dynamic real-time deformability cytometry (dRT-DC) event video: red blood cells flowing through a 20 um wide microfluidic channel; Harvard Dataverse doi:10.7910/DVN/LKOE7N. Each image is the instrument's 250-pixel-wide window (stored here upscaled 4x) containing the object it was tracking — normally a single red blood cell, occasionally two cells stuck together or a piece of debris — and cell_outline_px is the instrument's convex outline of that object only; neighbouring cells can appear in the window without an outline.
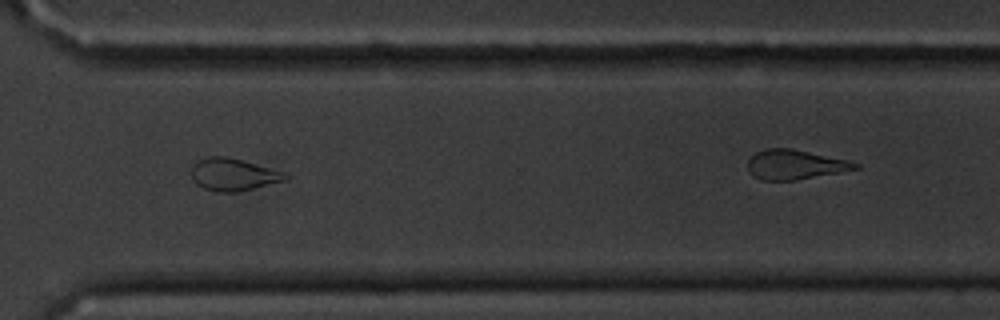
{"species": "common noctule bat (a hibernating species)", "species_latin": "Nyctalus noctula", "temperature_condition": "cold", "stored_images_in_passage": 16, "camera_frame_rate_fps": 3000, "um_per_image_px": 0.085, "animal": {"sex": "male", "body_mass_g": 20.1, "forearm_length_mm": 53.5}, "frame": {"image": 1, "passage_image": 12, "time_ms": 13.667, "image_size_px": [1000, 320], "cell_outline_px": [[288, 180], [236, 192], [216, 192], [204, 188], [196, 184], [192, 176], [192, 164], [208, 156], [224, 156], [288, 172]], "centroid_in_image_um": [19.86, 14.84], "position_along_channel_um": 350.7, "area_um2": 17.69}}
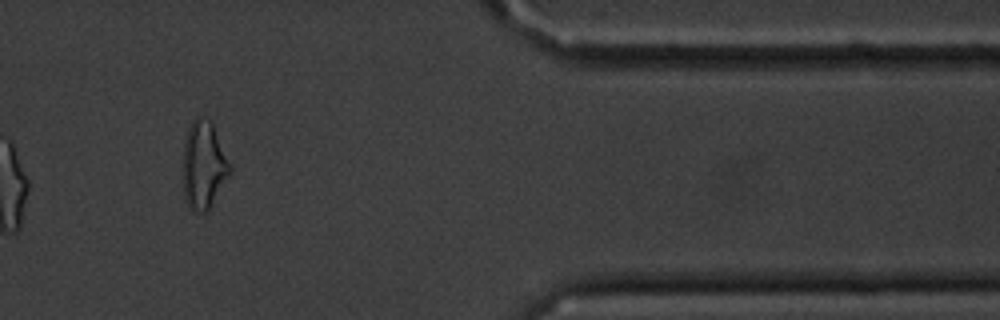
{"frame": {"image": 2, "passage_image": 14, "time_ms": 17.0, "image_size_px": [1000, 320], "cell_outline_px": [[232, 172], [208, 212], [192, 212], [188, 208], [184, 200], [184, 144], [188, 128], [192, 120], [196, 116], [200, 116], [208, 120], [212, 124], [232, 164]], "centroid_in_image_um": [17.34, 14.09], "position_along_channel_um": 394.1, "area_um2": 24.33}, "authors_computed_cell_mechanics": {"area_um2": 18.4671, "velocity_mm_per_s": 3.5352, "shape_relaxation_time_tau1_ms": 8.1268, "shape_relaxation_time_tau2_ms": null, "deformation_change_tau1": 0.1384, "deformation_change_tau2": null}}